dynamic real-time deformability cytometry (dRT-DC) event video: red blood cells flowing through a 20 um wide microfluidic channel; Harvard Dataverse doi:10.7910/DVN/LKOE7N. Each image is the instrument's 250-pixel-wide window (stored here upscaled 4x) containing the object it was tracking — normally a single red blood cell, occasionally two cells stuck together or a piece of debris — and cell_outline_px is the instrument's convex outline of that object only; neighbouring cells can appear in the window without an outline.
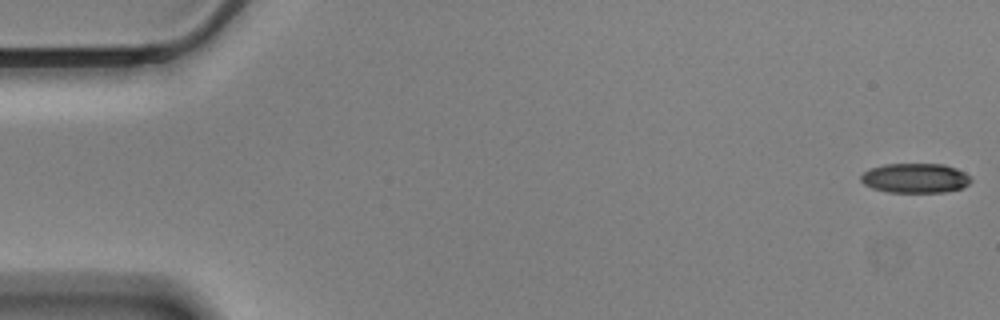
{"species": "Egyptian fruit bat (a non-hibernating species)", "species_latin": "Rousettus aegyptiacus", "temperature_condition": "cold", "stored_images_in_passage": 18, "camera_frame_rate_fps": 3000, "um_per_image_px": 0.085, "animal": {"sex": "male"}, "frame": {"image": 1, "passage_image": 1, "time_ms": 0.0, "image_size_px": [1000, 320], "cell_outline_px": [[972, 180], [968, 184], [960, 188], [944, 192], [888, 192], [872, 188], [864, 184], [860, 180], [860, 176], [864, 172], [872, 168], [884, 164], [944, 164], [956, 168], [972, 176]], "centroid_in_image_um": [77.8, 15.13], "position_along_channel_um": 7.2, "area_um2": 19.02}}
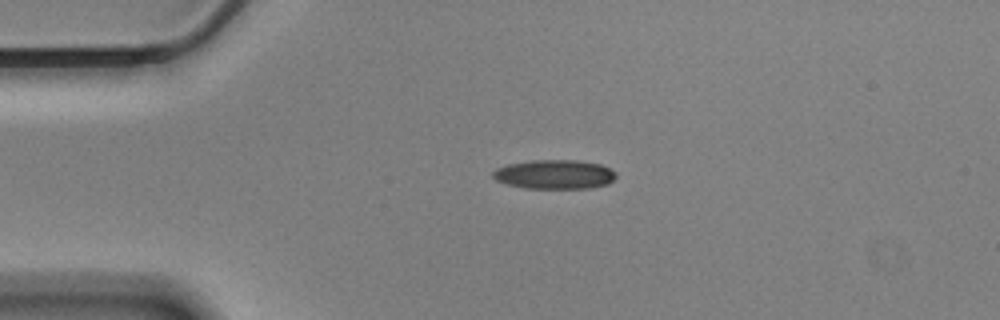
{"frame": {"image": 2, "passage_image": 13, "time_ms": 4.0, "image_size_px": [1000, 320], "cell_outline_px": [[616, 176], [608, 184], [588, 188], [524, 188], [508, 184], [496, 180], [492, 176], [492, 172], [496, 168], [508, 164], [532, 160], [576, 160], [600, 164], [616, 172]], "centroid_in_image_um": [47.12, 14.82], "position_along_channel_um": 37.9, "area_um2": 20.87}}